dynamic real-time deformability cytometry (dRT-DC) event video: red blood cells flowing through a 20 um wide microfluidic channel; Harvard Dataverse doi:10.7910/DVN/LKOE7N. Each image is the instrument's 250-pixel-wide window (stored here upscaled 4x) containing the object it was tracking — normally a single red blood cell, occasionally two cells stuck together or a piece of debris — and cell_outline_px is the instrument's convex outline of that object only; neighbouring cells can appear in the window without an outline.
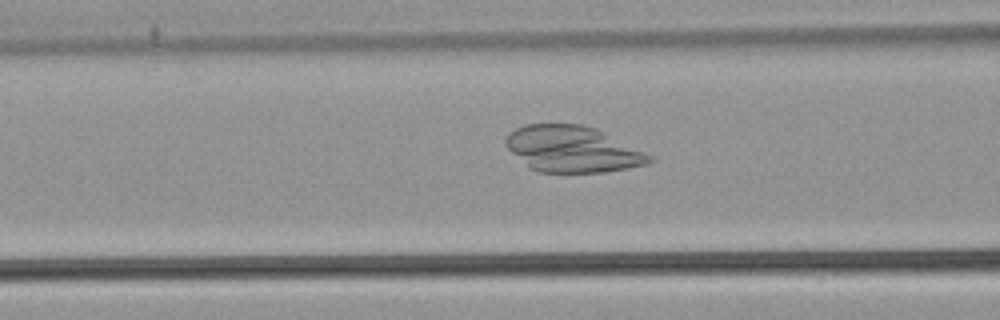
{"species": "common noctule bat (a hibernating species)", "species_latin": "Nyctalus noctula", "temperature_condition": "warm", "stored_images_in_passage": 52, "camera_frame_rate_fps": 3000, "um_per_image_px": 0.085, "animal": {"sex": "male", "body_mass_g": 21.5, "forearm_length_mm": 52.0}, "frame": {"image": 1, "passage_image": 21, "time_ms": 6.667, "image_size_px": [1000, 320], "cell_outline_px": [[656, 160], [648, 164], [628, 168], [604, 172], [540, 172], [528, 168], [504, 144], [504, 140], [508, 132], [524, 124], [584, 124], [596, 128], [652, 156]], "centroid_in_image_um": [48.63, 12.67], "position_along_channel_um": 118.0, "area_um2": 38.73}}
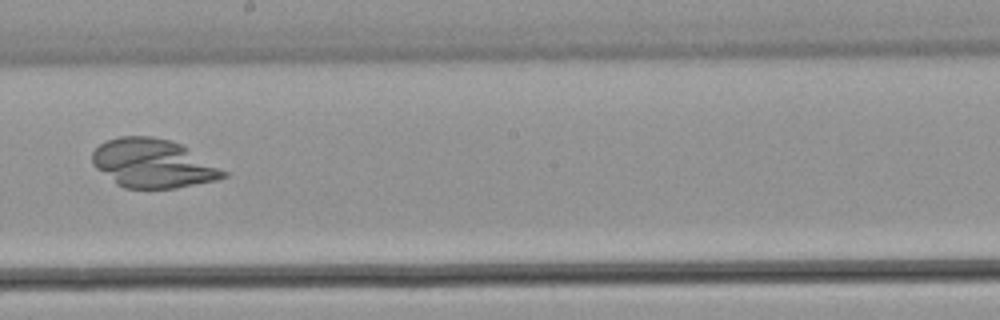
{"frame": {"image": 2, "passage_image": 30, "time_ms": 9.667, "image_size_px": [1000, 320], "cell_outline_px": [[228, 176], [216, 180], [176, 188], [124, 188], [116, 184], [96, 168], [92, 164], [92, 152], [100, 144], [108, 140], [120, 136], [152, 136], [172, 140], [188, 148], [228, 172]], "centroid_in_image_um": [13.0, 13.89], "position_along_channel_um": 235.2, "area_um2": 37.22}}
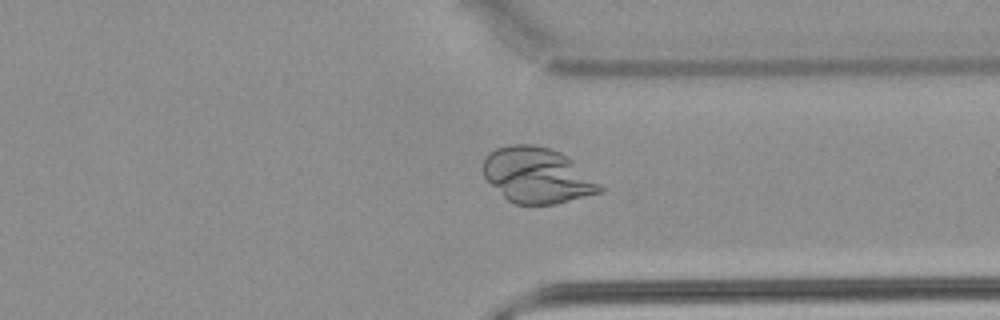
{"frame": {"image": 3, "passage_image": 40, "time_ms": 13.0, "image_size_px": [1000, 320], "cell_outline_px": [[604, 188], [600, 192], [552, 204], [516, 204], [508, 200], [484, 176], [484, 160], [488, 152], [496, 148], [512, 144], [532, 144], [548, 148], [560, 152], [572, 160], [600, 184]], "centroid_in_image_um": [45.64, 14.89], "position_along_channel_um": 365.8, "area_um2": 37.05}}